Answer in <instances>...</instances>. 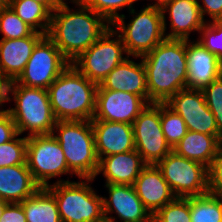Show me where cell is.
<instances>
[{
    "mask_svg": "<svg viewBox=\"0 0 222 222\" xmlns=\"http://www.w3.org/2000/svg\"><path fill=\"white\" fill-rule=\"evenodd\" d=\"M26 163L34 181L40 187L49 186L56 176L73 173L68 169L60 143L52 134L27 137Z\"/></svg>",
    "mask_w": 222,
    "mask_h": 222,
    "instance_id": "9",
    "label": "cell"
},
{
    "mask_svg": "<svg viewBox=\"0 0 222 222\" xmlns=\"http://www.w3.org/2000/svg\"><path fill=\"white\" fill-rule=\"evenodd\" d=\"M43 4L51 13L62 3L61 0H34Z\"/></svg>",
    "mask_w": 222,
    "mask_h": 222,
    "instance_id": "39",
    "label": "cell"
},
{
    "mask_svg": "<svg viewBox=\"0 0 222 222\" xmlns=\"http://www.w3.org/2000/svg\"><path fill=\"white\" fill-rule=\"evenodd\" d=\"M187 88L202 90L222 75V62L199 41L186 40Z\"/></svg>",
    "mask_w": 222,
    "mask_h": 222,
    "instance_id": "17",
    "label": "cell"
},
{
    "mask_svg": "<svg viewBox=\"0 0 222 222\" xmlns=\"http://www.w3.org/2000/svg\"><path fill=\"white\" fill-rule=\"evenodd\" d=\"M145 166L136 150L118 153L99 159L96 176L102 173L108 184L133 185Z\"/></svg>",
    "mask_w": 222,
    "mask_h": 222,
    "instance_id": "22",
    "label": "cell"
},
{
    "mask_svg": "<svg viewBox=\"0 0 222 222\" xmlns=\"http://www.w3.org/2000/svg\"><path fill=\"white\" fill-rule=\"evenodd\" d=\"M44 35L34 31L28 37L0 39V72L11 82L16 81L24 71L34 47Z\"/></svg>",
    "mask_w": 222,
    "mask_h": 222,
    "instance_id": "20",
    "label": "cell"
},
{
    "mask_svg": "<svg viewBox=\"0 0 222 222\" xmlns=\"http://www.w3.org/2000/svg\"><path fill=\"white\" fill-rule=\"evenodd\" d=\"M19 135L0 145V167L27 164V136L17 138Z\"/></svg>",
    "mask_w": 222,
    "mask_h": 222,
    "instance_id": "31",
    "label": "cell"
},
{
    "mask_svg": "<svg viewBox=\"0 0 222 222\" xmlns=\"http://www.w3.org/2000/svg\"><path fill=\"white\" fill-rule=\"evenodd\" d=\"M18 134L15 122L7 110L0 111V145L12 140Z\"/></svg>",
    "mask_w": 222,
    "mask_h": 222,
    "instance_id": "36",
    "label": "cell"
},
{
    "mask_svg": "<svg viewBox=\"0 0 222 222\" xmlns=\"http://www.w3.org/2000/svg\"><path fill=\"white\" fill-rule=\"evenodd\" d=\"M109 198L102 196L104 218L116 222H152L151 213L144 207L133 185L105 183ZM112 213H116L117 217ZM111 214V215H110Z\"/></svg>",
    "mask_w": 222,
    "mask_h": 222,
    "instance_id": "15",
    "label": "cell"
},
{
    "mask_svg": "<svg viewBox=\"0 0 222 222\" xmlns=\"http://www.w3.org/2000/svg\"><path fill=\"white\" fill-rule=\"evenodd\" d=\"M6 4L35 32L47 35L51 12L34 0H6Z\"/></svg>",
    "mask_w": 222,
    "mask_h": 222,
    "instance_id": "26",
    "label": "cell"
},
{
    "mask_svg": "<svg viewBox=\"0 0 222 222\" xmlns=\"http://www.w3.org/2000/svg\"><path fill=\"white\" fill-rule=\"evenodd\" d=\"M152 222H191L189 197H176L152 216Z\"/></svg>",
    "mask_w": 222,
    "mask_h": 222,
    "instance_id": "30",
    "label": "cell"
},
{
    "mask_svg": "<svg viewBox=\"0 0 222 222\" xmlns=\"http://www.w3.org/2000/svg\"><path fill=\"white\" fill-rule=\"evenodd\" d=\"M133 187L152 216L176 198L157 165H146Z\"/></svg>",
    "mask_w": 222,
    "mask_h": 222,
    "instance_id": "19",
    "label": "cell"
},
{
    "mask_svg": "<svg viewBox=\"0 0 222 222\" xmlns=\"http://www.w3.org/2000/svg\"><path fill=\"white\" fill-rule=\"evenodd\" d=\"M124 54L127 52L121 37L110 27L71 64L89 80L100 85L106 76L128 57H124Z\"/></svg>",
    "mask_w": 222,
    "mask_h": 222,
    "instance_id": "8",
    "label": "cell"
},
{
    "mask_svg": "<svg viewBox=\"0 0 222 222\" xmlns=\"http://www.w3.org/2000/svg\"><path fill=\"white\" fill-rule=\"evenodd\" d=\"M198 0H171L161 8L163 29L167 39L189 40L192 32H198L205 25ZM166 12L170 21V33H166Z\"/></svg>",
    "mask_w": 222,
    "mask_h": 222,
    "instance_id": "16",
    "label": "cell"
},
{
    "mask_svg": "<svg viewBox=\"0 0 222 222\" xmlns=\"http://www.w3.org/2000/svg\"><path fill=\"white\" fill-rule=\"evenodd\" d=\"M97 87L70 63L47 89L56 120L91 121Z\"/></svg>",
    "mask_w": 222,
    "mask_h": 222,
    "instance_id": "3",
    "label": "cell"
},
{
    "mask_svg": "<svg viewBox=\"0 0 222 222\" xmlns=\"http://www.w3.org/2000/svg\"><path fill=\"white\" fill-rule=\"evenodd\" d=\"M62 2H64V0H61ZM68 1V0H67ZM71 2H79L81 0H70Z\"/></svg>",
    "mask_w": 222,
    "mask_h": 222,
    "instance_id": "44",
    "label": "cell"
},
{
    "mask_svg": "<svg viewBox=\"0 0 222 222\" xmlns=\"http://www.w3.org/2000/svg\"><path fill=\"white\" fill-rule=\"evenodd\" d=\"M132 125L135 150L146 165H157L172 151L162 131L160 103L148 104Z\"/></svg>",
    "mask_w": 222,
    "mask_h": 222,
    "instance_id": "12",
    "label": "cell"
},
{
    "mask_svg": "<svg viewBox=\"0 0 222 222\" xmlns=\"http://www.w3.org/2000/svg\"><path fill=\"white\" fill-rule=\"evenodd\" d=\"M202 92L207 106L215 117L218 132L222 135V75L204 87Z\"/></svg>",
    "mask_w": 222,
    "mask_h": 222,
    "instance_id": "34",
    "label": "cell"
},
{
    "mask_svg": "<svg viewBox=\"0 0 222 222\" xmlns=\"http://www.w3.org/2000/svg\"><path fill=\"white\" fill-rule=\"evenodd\" d=\"M199 34L197 41L222 62V20L207 21Z\"/></svg>",
    "mask_w": 222,
    "mask_h": 222,
    "instance_id": "33",
    "label": "cell"
},
{
    "mask_svg": "<svg viewBox=\"0 0 222 222\" xmlns=\"http://www.w3.org/2000/svg\"><path fill=\"white\" fill-rule=\"evenodd\" d=\"M160 122L166 141L173 149L186 135L188 131L186 123L165 103H160Z\"/></svg>",
    "mask_w": 222,
    "mask_h": 222,
    "instance_id": "28",
    "label": "cell"
},
{
    "mask_svg": "<svg viewBox=\"0 0 222 222\" xmlns=\"http://www.w3.org/2000/svg\"><path fill=\"white\" fill-rule=\"evenodd\" d=\"M39 188L27 164L0 167V199L21 203Z\"/></svg>",
    "mask_w": 222,
    "mask_h": 222,
    "instance_id": "23",
    "label": "cell"
},
{
    "mask_svg": "<svg viewBox=\"0 0 222 222\" xmlns=\"http://www.w3.org/2000/svg\"><path fill=\"white\" fill-rule=\"evenodd\" d=\"M72 3L79 8L70 9L68 2L64 1L51 13L47 33L70 63L111 27L103 16L81 1Z\"/></svg>",
    "mask_w": 222,
    "mask_h": 222,
    "instance_id": "1",
    "label": "cell"
},
{
    "mask_svg": "<svg viewBox=\"0 0 222 222\" xmlns=\"http://www.w3.org/2000/svg\"><path fill=\"white\" fill-rule=\"evenodd\" d=\"M34 30L27 25L7 4L0 7L1 39H16L30 36Z\"/></svg>",
    "mask_w": 222,
    "mask_h": 222,
    "instance_id": "29",
    "label": "cell"
},
{
    "mask_svg": "<svg viewBox=\"0 0 222 222\" xmlns=\"http://www.w3.org/2000/svg\"><path fill=\"white\" fill-rule=\"evenodd\" d=\"M191 222H222V196L206 193L189 197Z\"/></svg>",
    "mask_w": 222,
    "mask_h": 222,
    "instance_id": "27",
    "label": "cell"
},
{
    "mask_svg": "<svg viewBox=\"0 0 222 222\" xmlns=\"http://www.w3.org/2000/svg\"><path fill=\"white\" fill-rule=\"evenodd\" d=\"M200 2H198V5L202 18L205 22H207L205 14L211 18L209 21L222 20V0H200Z\"/></svg>",
    "mask_w": 222,
    "mask_h": 222,
    "instance_id": "37",
    "label": "cell"
},
{
    "mask_svg": "<svg viewBox=\"0 0 222 222\" xmlns=\"http://www.w3.org/2000/svg\"><path fill=\"white\" fill-rule=\"evenodd\" d=\"M165 104L181 116L189 131L207 135H221L218 132L215 117L205 102L202 90L181 89Z\"/></svg>",
    "mask_w": 222,
    "mask_h": 222,
    "instance_id": "13",
    "label": "cell"
},
{
    "mask_svg": "<svg viewBox=\"0 0 222 222\" xmlns=\"http://www.w3.org/2000/svg\"><path fill=\"white\" fill-rule=\"evenodd\" d=\"M9 204V202L0 199V218L3 214L5 207Z\"/></svg>",
    "mask_w": 222,
    "mask_h": 222,
    "instance_id": "41",
    "label": "cell"
},
{
    "mask_svg": "<svg viewBox=\"0 0 222 222\" xmlns=\"http://www.w3.org/2000/svg\"><path fill=\"white\" fill-rule=\"evenodd\" d=\"M98 159L135 150L133 125L91 120Z\"/></svg>",
    "mask_w": 222,
    "mask_h": 222,
    "instance_id": "18",
    "label": "cell"
},
{
    "mask_svg": "<svg viewBox=\"0 0 222 222\" xmlns=\"http://www.w3.org/2000/svg\"><path fill=\"white\" fill-rule=\"evenodd\" d=\"M146 70L148 103H165L187 88L186 40L165 38L140 57Z\"/></svg>",
    "mask_w": 222,
    "mask_h": 222,
    "instance_id": "2",
    "label": "cell"
},
{
    "mask_svg": "<svg viewBox=\"0 0 222 222\" xmlns=\"http://www.w3.org/2000/svg\"><path fill=\"white\" fill-rule=\"evenodd\" d=\"M221 147L222 135H207L188 130L172 150L184 158L209 167Z\"/></svg>",
    "mask_w": 222,
    "mask_h": 222,
    "instance_id": "24",
    "label": "cell"
},
{
    "mask_svg": "<svg viewBox=\"0 0 222 222\" xmlns=\"http://www.w3.org/2000/svg\"><path fill=\"white\" fill-rule=\"evenodd\" d=\"M209 193L222 196V147L208 167Z\"/></svg>",
    "mask_w": 222,
    "mask_h": 222,
    "instance_id": "35",
    "label": "cell"
},
{
    "mask_svg": "<svg viewBox=\"0 0 222 222\" xmlns=\"http://www.w3.org/2000/svg\"><path fill=\"white\" fill-rule=\"evenodd\" d=\"M6 4V0H0V7L4 6Z\"/></svg>",
    "mask_w": 222,
    "mask_h": 222,
    "instance_id": "42",
    "label": "cell"
},
{
    "mask_svg": "<svg viewBox=\"0 0 222 222\" xmlns=\"http://www.w3.org/2000/svg\"><path fill=\"white\" fill-rule=\"evenodd\" d=\"M148 104L130 92L97 89L93 119L133 124Z\"/></svg>",
    "mask_w": 222,
    "mask_h": 222,
    "instance_id": "14",
    "label": "cell"
},
{
    "mask_svg": "<svg viewBox=\"0 0 222 222\" xmlns=\"http://www.w3.org/2000/svg\"><path fill=\"white\" fill-rule=\"evenodd\" d=\"M138 0H81V2L93 11L103 16L110 24L121 16L118 12L127 7L130 11Z\"/></svg>",
    "mask_w": 222,
    "mask_h": 222,
    "instance_id": "32",
    "label": "cell"
},
{
    "mask_svg": "<svg viewBox=\"0 0 222 222\" xmlns=\"http://www.w3.org/2000/svg\"><path fill=\"white\" fill-rule=\"evenodd\" d=\"M97 89L130 92L148 102L146 70L142 60L136 63L128 56L106 76Z\"/></svg>",
    "mask_w": 222,
    "mask_h": 222,
    "instance_id": "21",
    "label": "cell"
},
{
    "mask_svg": "<svg viewBox=\"0 0 222 222\" xmlns=\"http://www.w3.org/2000/svg\"><path fill=\"white\" fill-rule=\"evenodd\" d=\"M52 135L61 145L68 169L78 179H95L99 159L91 121H57Z\"/></svg>",
    "mask_w": 222,
    "mask_h": 222,
    "instance_id": "5",
    "label": "cell"
},
{
    "mask_svg": "<svg viewBox=\"0 0 222 222\" xmlns=\"http://www.w3.org/2000/svg\"><path fill=\"white\" fill-rule=\"evenodd\" d=\"M20 204L27 222H61L54 194L47 187H40Z\"/></svg>",
    "mask_w": 222,
    "mask_h": 222,
    "instance_id": "25",
    "label": "cell"
},
{
    "mask_svg": "<svg viewBox=\"0 0 222 222\" xmlns=\"http://www.w3.org/2000/svg\"><path fill=\"white\" fill-rule=\"evenodd\" d=\"M0 222H27L22 205L9 203L3 211Z\"/></svg>",
    "mask_w": 222,
    "mask_h": 222,
    "instance_id": "38",
    "label": "cell"
},
{
    "mask_svg": "<svg viewBox=\"0 0 222 222\" xmlns=\"http://www.w3.org/2000/svg\"><path fill=\"white\" fill-rule=\"evenodd\" d=\"M100 222H113V221H109V220H107V219H103L102 221H100ZM117 222V221H116Z\"/></svg>",
    "mask_w": 222,
    "mask_h": 222,
    "instance_id": "43",
    "label": "cell"
},
{
    "mask_svg": "<svg viewBox=\"0 0 222 222\" xmlns=\"http://www.w3.org/2000/svg\"><path fill=\"white\" fill-rule=\"evenodd\" d=\"M132 8L133 19L126 25L124 14L112 24L113 30L121 37L128 56L140 58L148 54L166 37L163 29V15L160 8L146 6L139 13Z\"/></svg>",
    "mask_w": 222,
    "mask_h": 222,
    "instance_id": "7",
    "label": "cell"
},
{
    "mask_svg": "<svg viewBox=\"0 0 222 222\" xmlns=\"http://www.w3.org/2000/svg\"><path fill=\"white\" fill-rule=\"evenodd\" d=\"M157 167L176 197L201 196L209 192L208 167L200 162L184 158L172 150Z\"/></svg>",
    "mask_w": 222,
    "mask_h": 222,
    "instance_id": "10",
    "label": "cell"
},
{
    "mask_svg": "<svg viewBox=\"0 0 222 222\" xmlns=\"http://www.w3.org/2000/svg\"><path fill=\"white\" fill-rule=\"evenodd\" d=\"M81 180L59 179L47 186L54 194L61 222H100L104 219L102 196L91 186L94 179Z\"/></svg>",
    "mask_w": 222,
    "mask_h": 222,
    "instance_id": "6",
    "label": "cell"
},
{
    "mask_svg": "<svg viewBox=\"0 0 222 222\" xmlns=\"http://www.w3.org/2000/svg\"><path fill=\"white\" fill-rule=\"evenodd\" d=\"M154 4H148L147 6H150V7H157V8H162L165 4H167L169 1L171 0H154Z\"/></svg>",
    "mask_w": 222,
    "mask_h": 222,
    "instance_id": "40",
    "label": "cell"
},
{
    "mask_svg": "<svg viewBox=\"0 0 222 222\" xmlns=\"http://www.w3.org/2000/svg\"><path fill=\"white\" fill-rule=\"evenodd\" d=\"M69 64L55 43L44 35L34 47L24 71L16 82L27 87L47 90Z\"/></svg>",
    "mask_w": 222,
    "mask_h": 222,
    "instance_id": "11",
    "label": "cell"
},
{
    "mask_svg": "<svg viewBox=\"0 0 222 222\" xmlns=\"http://www.w3.org/2000/svg\"><path fill=\"white\" fill-rule=\"evenodd\" d=\"M13 99L14 108H8L17 132L28 136L52 134L57 122L48 91L42 88L27 87L12 81L9 87V101Z\"/></svg>",
    "mask_w": 222,
    "mask_h": 222,
    "instance_id": "4",
    "label": "cell"
}]
</instances>
